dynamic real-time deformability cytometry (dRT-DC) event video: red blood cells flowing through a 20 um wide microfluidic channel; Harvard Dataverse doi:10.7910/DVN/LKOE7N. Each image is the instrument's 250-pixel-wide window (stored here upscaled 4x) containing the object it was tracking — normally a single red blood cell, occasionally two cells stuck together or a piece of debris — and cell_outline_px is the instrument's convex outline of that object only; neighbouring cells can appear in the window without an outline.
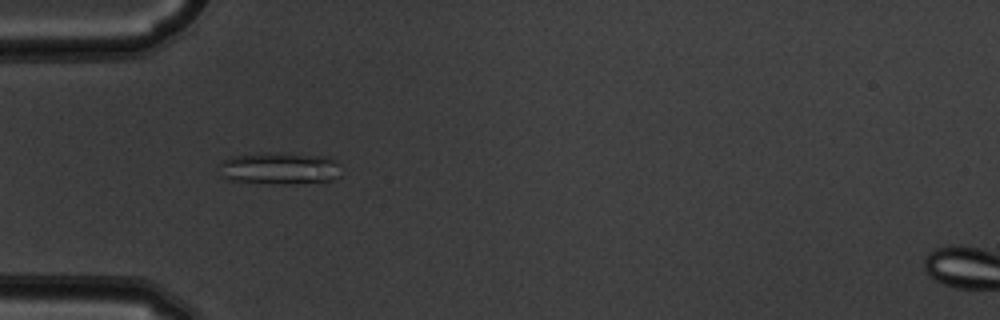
{"species": "common noctule bat (a hibernating species)", "species_latin": "Nyctalus noctula", "temperature_condition": "warm", "stored_images_in_passage": 53, "camera_frame_rate_fps": 3000, "um_per_image_px": 0.085, "animal": {"sex": "male", "body_mass_g": 19.5, "forearm_length_mm": 54.6}, "frame": {"image": 1, "passage_image": 17, "time_ms": 5.333, "image_size_px": [1000, 320], "cell_outline_px": [[340, 176], [332, 180], [292, 184], [272, 184], [228, 180], [220, 176], [220, 164], [224, 160], [232, 156], [264, 152], [280, 152], [336, 156], [340, 164]], "centroid_in_image_um": [23.84, 14.29], "position_along_channel_um": 61.2, "area_um2": 23.7}}
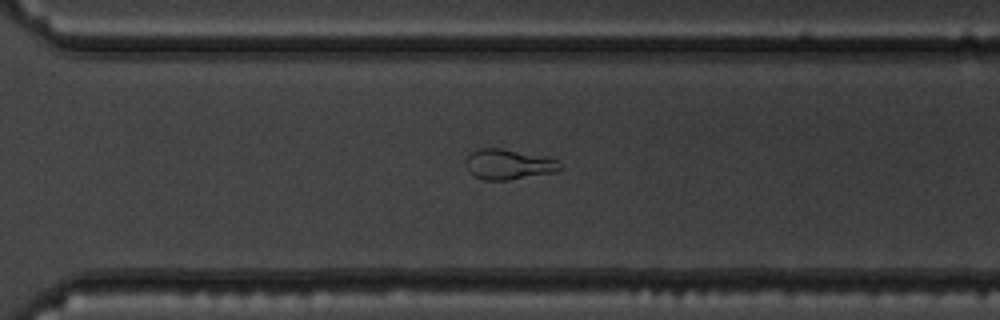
{"frame": {"image": 2, "passage_image": 38, "time_ms": 12.333, "image_size_px": [1000, 320], "cell_outline_px": [[564, 168], [556, 172], [508, 180], [484, 180], [472, 176], [468, 172], [468, 156], [472, 152], [480, 148], [500, 148], [548, 156], [560, 160]], "centroid_in_image_um": [43.32, 13.97], "position_along_channel_um": 327.3, "area_um2": 16.88}}
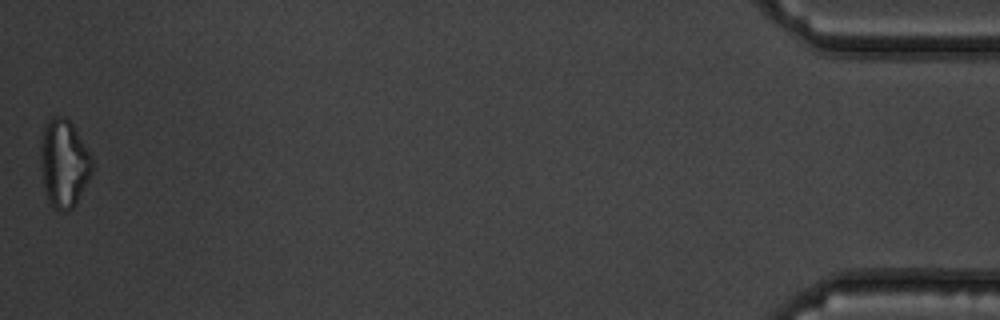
{"frame": {"image": 3, "passage_image": 53, "time_ms": 17.333, "image_size_px": [1000, 320], "cell_outline_px": [[92, 172], [76, 204], [68, 212], [60, 212], [48, 200], [44, 188], [40, 160], [40, 144], [44, 128], [48, 120], [52, 116], [64, 116], [76, 128], [92, 160]], "centroid_in_image_um": [5.42, 13.89], "position_along_channel_um": 429.8, "area_um2": 26.3}, "authors_computed_cell_mechanics": {"area_um2": 21.675, "velocity_mm_per_s": 3.8587, "shape_relaxation_time_tau1_ms": null, "shape_relaxation_time_tau2_ms": 2.042, "deformation_change_tau1": null, "deformation_change_tau2": 0.0773}}